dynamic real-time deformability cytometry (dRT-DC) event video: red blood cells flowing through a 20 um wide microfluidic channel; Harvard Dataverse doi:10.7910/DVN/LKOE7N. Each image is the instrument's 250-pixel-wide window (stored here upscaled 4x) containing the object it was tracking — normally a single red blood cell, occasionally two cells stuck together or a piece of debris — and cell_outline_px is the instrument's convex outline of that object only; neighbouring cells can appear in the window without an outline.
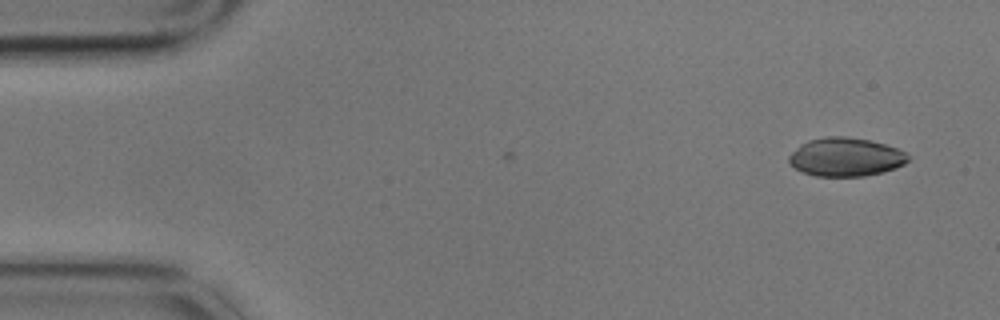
{"species": "common noctule bat (a hibernating species)", "species_latin": "Nyctalus noctula", "temperature_condition": "cold", "stored_images_in_passage": 5, "camera_frame_rate_fps": 3000, "um_per_image_px": 0.085, "animal": {"sex": "male", "body_mass_g": 17.9}, "frame": {"image": 1, "passage_image": 1, "time_ms": 0.0, "image_size_px": [1000, 320], "cell_outline_px": [[912, 156], [904, 164], [896, 168], [864, 176], [816, 176], [804, 172], [788, 164], [788, 156], [800, 144], [808, 140], [824, 136], [844, 136], [868, 140], [884, 144], [896, 148]], "centroid_in_image_um": [71.86, 13.34], "position_along_channel_um": 13.1, "area_um2": 26.76}}